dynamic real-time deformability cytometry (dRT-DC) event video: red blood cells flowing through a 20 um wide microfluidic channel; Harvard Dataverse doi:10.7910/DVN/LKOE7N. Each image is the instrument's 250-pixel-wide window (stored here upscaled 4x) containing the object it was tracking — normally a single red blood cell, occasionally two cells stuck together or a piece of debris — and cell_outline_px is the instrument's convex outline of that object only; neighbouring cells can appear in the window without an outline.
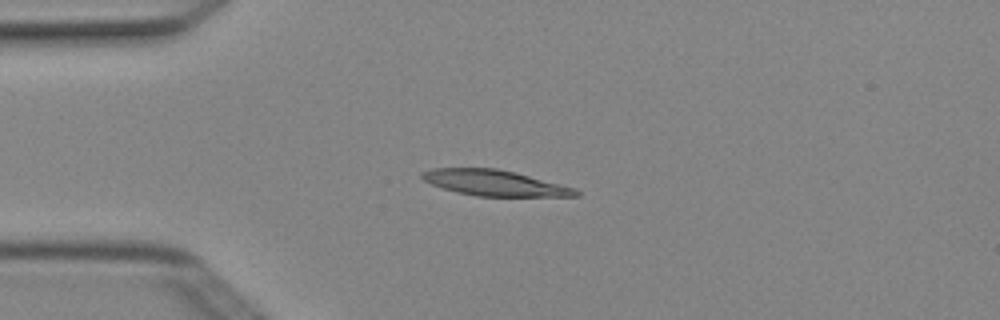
{"species": "Egyptian fruit bat (a non-hibernating species)", "species_latin": "Rousettus aegyptiacus", "temperature_condition": "cold", "stored_images_in_passage": 6, "camera_frame_rate_fps": 3000, "um_per_image_px": 0.085, "animal": {"sex": "female"}, "frame": {"image": 1, "passage_image": 4, "time_ms": 1.0, "image_size_px": [1000, 320], "cell_outline_px": [[580, 196], [476, 196], [444, 188], [432, 184], [424, 180], [420, 176], [420, 172], [432, 168], [496, 168], [576, 188], [580, 192]], "centroid_in_image_um": [42.03, 15.55], "position_along_channel_um": 43.0, "area_um2": 22.66}}
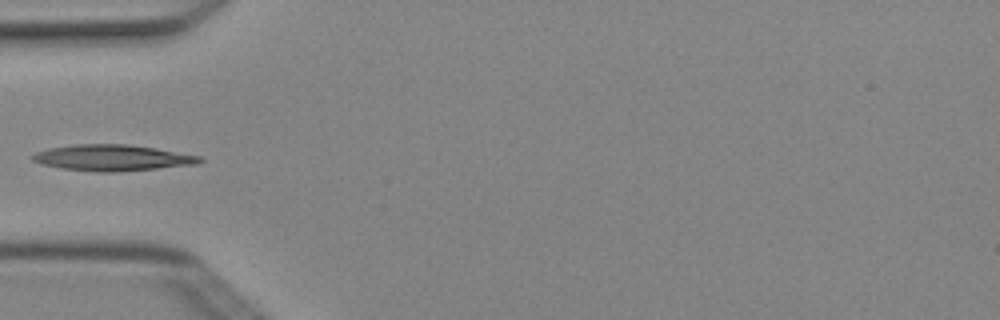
{"frame": {"image": 2, "passage_image": 5, "time_ms": 1.333, "image_size_px": [1000, 320], "cell_outline_px": [[204, 160], [200, 164], [116, 172], [96, 172], [60, 168], [40, 164], [32, 160], [28, 156], [36, 152], [48, 148], [72, 144], [128, 144], [156, 148], [200, 156]], "centroid_in_image_um": [9.51, 13.41], "position_along_channel_um": 75.5, "area_um2": 25.72}}
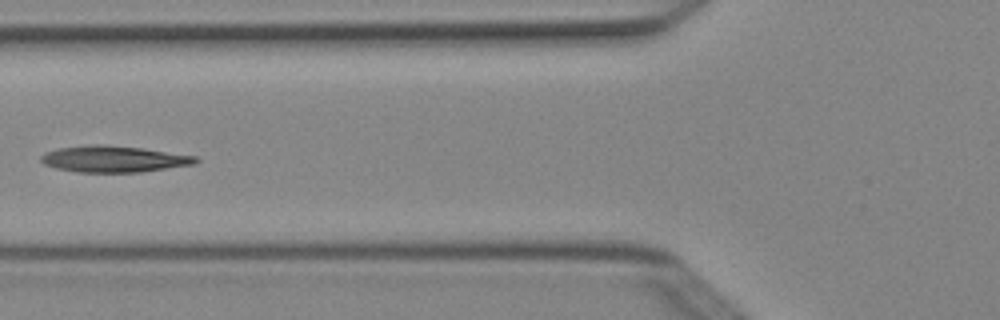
{"frame": {"image": 3, "passage_image": 6, "time_ms": 1.667, "image_size_px": [1000, 320], "cell_outline_px": [[200, 160], [196, 164], [140, 172], [76, 172], [56, 168], [44, 164], [40, 160], [40, 156], [44, 152], [60, 148], [92, 144], [104, 144], [144, 148], [196, 156]], "centroid_in_image_um": [9.68, 13.51], "position_along_channel_um": 116.1, "area_um2": 23.93}}